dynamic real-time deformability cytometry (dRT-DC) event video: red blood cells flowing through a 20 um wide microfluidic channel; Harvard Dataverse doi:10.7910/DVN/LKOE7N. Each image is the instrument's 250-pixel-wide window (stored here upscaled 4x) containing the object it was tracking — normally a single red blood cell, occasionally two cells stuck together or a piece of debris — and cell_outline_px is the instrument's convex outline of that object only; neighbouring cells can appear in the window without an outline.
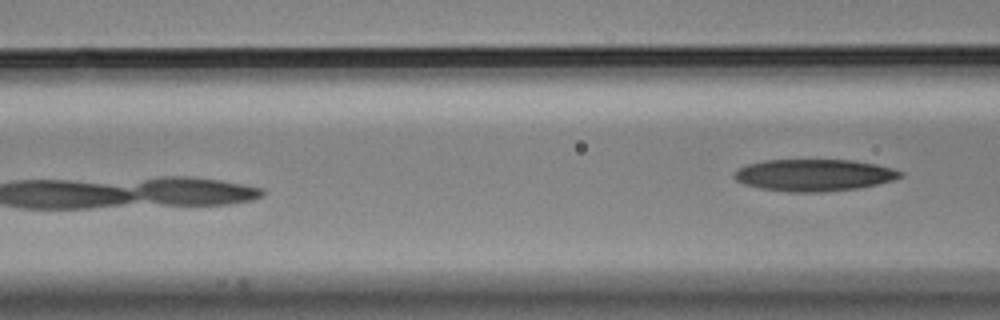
{"species": "Egyptian fruit bat (a non-hibernating species)", "species_latin": "Rousettus aegyptiacus", "temperature_condition": "cold", "stored_images_in_passage": 6, "camera_frame_rate_fps": 3000, "um_per_image_px": 0.085, "animal": {"sex": "male"}, "frame": {"image": 1, "passage_image": 6, "time_ms": 1.667, "image_size_px": [1000, 320], "cell_outline_px": [[904, 176], [892, 180], [876, 184], [856, 188], [820, 192], [788, 192], [760, 188], [744, 184], [736, 180], [732, 176], [732, 172], [748, 164], [764, 160], [852, 160], [876, 164], [892, 168], [904, 172]], "centroid_in_image_um": [69.17, 14.88], "position_along_channel_um": 97.4, "area_um2": 30.87}}